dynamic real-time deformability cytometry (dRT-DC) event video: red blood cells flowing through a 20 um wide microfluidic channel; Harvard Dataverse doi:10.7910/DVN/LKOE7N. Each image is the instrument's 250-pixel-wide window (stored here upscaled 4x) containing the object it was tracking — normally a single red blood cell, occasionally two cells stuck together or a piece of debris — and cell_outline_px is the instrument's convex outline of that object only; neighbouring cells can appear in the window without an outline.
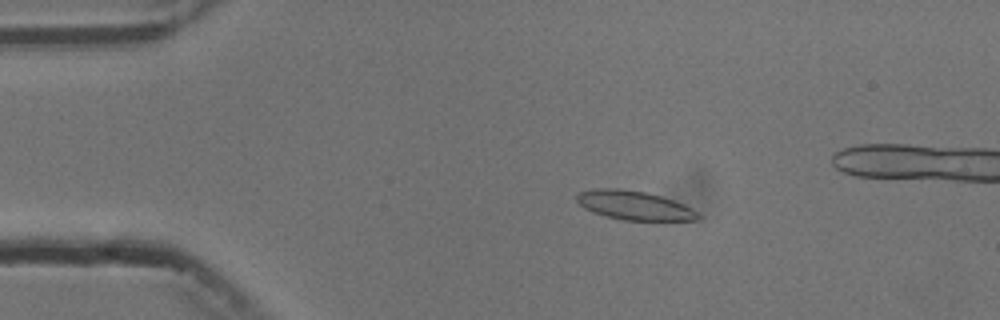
{"species": "common noctule bat (a hibernating species)", "species_latin": "Nyctalus noctula", "temperature_condition": "cold", "stored_images_in_passage": 7, "camera_frame_rate_fps": 3000, "um_per_image_px": 0.085, "animal": {"sex": "male", "body_mass_g": 13.3}, "frame": {"image": 1, "passage_image": 3, "time_ms": 3.0, "image_size_px": [1000, 320], "cell_outline_px": [[704, 216], [700, 220], [624, 220], [592, 212], [584, 208], [576, 200], [576, 196], [580, 192], [596, 188], [620, 188], [644, 192], [660, 196], [684, 204], [692, 208]], "centroid_in_image_um": [53.95, 17.46], "position_along_channel_um": 31.0, "area_um2": 20.46}}
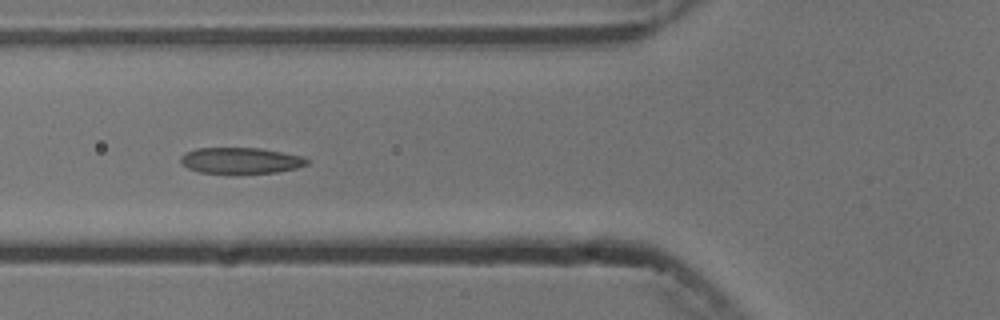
{"frame": {"image": 2, "passage_image": 6, "time_ms": 6.333, "image_size_px": [1000, 320], "cell_outline_px": [[308, 164], [296, 168], [276, 172], [200, 172], [188, 168], [180, 160], [180, 156], [184, 152], [196, 148], [260, 148], [304, 156], [308, 160]], "centroid_in_image_um": [20.46, 13.62], "position_along_channel_um": 105.3, "area_um2": 18.84}}
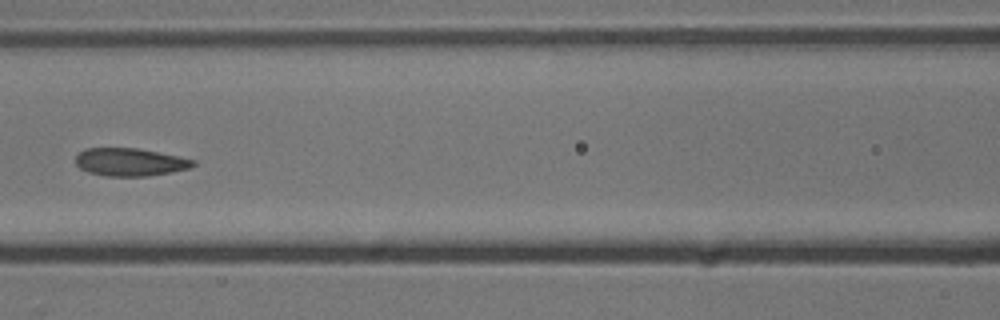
{"frame": {"image": 3, "passage_image": 7, "time_ms": 7.667, "image_size_px": [1000, 320], "cell_outline_px": [[196, 164], [192, 168], [172, 172], [148, 176], [104, 176], [88, 172], [80, 168], [76, 164], [76, 156], [84, 148], [136, 148], [196, 160]], "centroid_in_image_um": [11.06, 13.78], "position_along_channel_um": 155.5, "area_um2": 19.07}}